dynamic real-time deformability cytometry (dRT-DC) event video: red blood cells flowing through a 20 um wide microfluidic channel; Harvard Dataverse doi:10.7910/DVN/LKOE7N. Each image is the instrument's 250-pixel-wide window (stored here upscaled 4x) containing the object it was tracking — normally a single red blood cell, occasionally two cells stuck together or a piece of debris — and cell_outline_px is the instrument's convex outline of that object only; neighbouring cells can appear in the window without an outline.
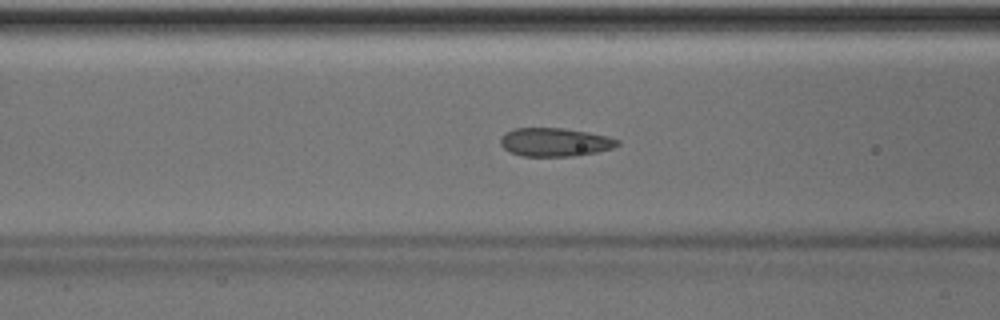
{"species": "Egyptian fruit bat (a non-hibernating species)", "species_latin": "Rousettus aegyptiacus", "temperature_condition": "room temperature", "stored_images_in_passage": 44, "camera_frame_rate_fps": 3000, "um_per_image_px": 0.085, "animal": {"sex": "male"}, "frame": {"image": 1, "passage_image": 19, "time_ms": 6.0, "image_size_px": [1000, 320], "cell_outline_px": [[620, 144], [612, 148], [596, 152], [576, 156], [520, 156], [508, 152], [500, 144], [500, 136], [504, 132], [512, 128], [564, 128], [588, 132], [608, 136], [620, 140]], "centroid_in_image_um": [47.13, 12.08], "position_along_channel_um": 119.5, "area_um2": 19.71}, "authors_computed_cell_mechanics": {"area_um2": 19.2763, "velocity_mm_per_s": 4.0457, "shape_relaxation_time_tau1_ms": null, "shape_relaxation_time_tau2_ms": 2.3353, "deformation_change_tau1": null, "deformation_change_tau2": 0.0625}}